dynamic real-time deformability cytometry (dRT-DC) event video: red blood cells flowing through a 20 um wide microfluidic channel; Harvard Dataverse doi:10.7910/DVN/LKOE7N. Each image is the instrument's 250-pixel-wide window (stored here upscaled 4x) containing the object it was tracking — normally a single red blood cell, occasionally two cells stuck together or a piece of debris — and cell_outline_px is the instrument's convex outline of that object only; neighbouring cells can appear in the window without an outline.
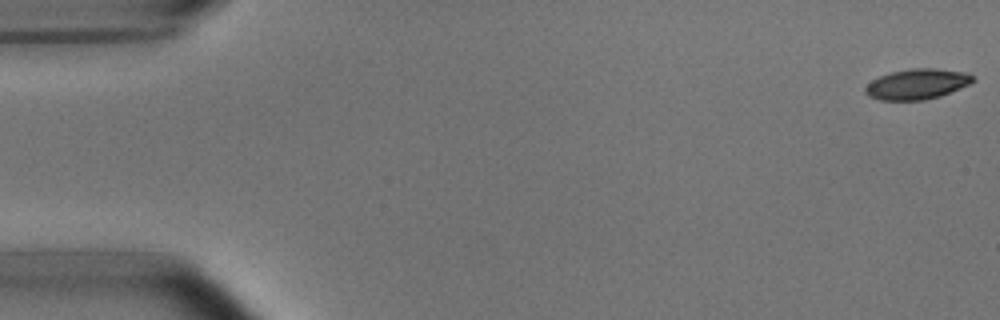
{"species": "common noctule bat (a hibernating species)", "species_latin": "Nyctalus noctula", "temperature_condition": "room temperature", "stored_images_in_passage": 53, "camera_frame_rate_fps": 3000, "um_per_image_px": 0.085, "animal": {"sex": "male", "body_mass_g": 15.6}, "frame": {"image": 1, "passage_image": 1, "time_ms": 0.0, "image_size_px": [1000, 320], "cell_outline_px": [[976, 80], [968, 84], [940, 96], [924, 100], [880, 100], [868, 96], [864, 92], [864, 88], [872, 80], [880, 76], [892, 72], [912, 68], [932, 68], [968, 72], [976, 76]], "centroid_in_image_um": [77.96, 7.14], "position_along_channel_um": 7.0, "area_um2": 19.07}}
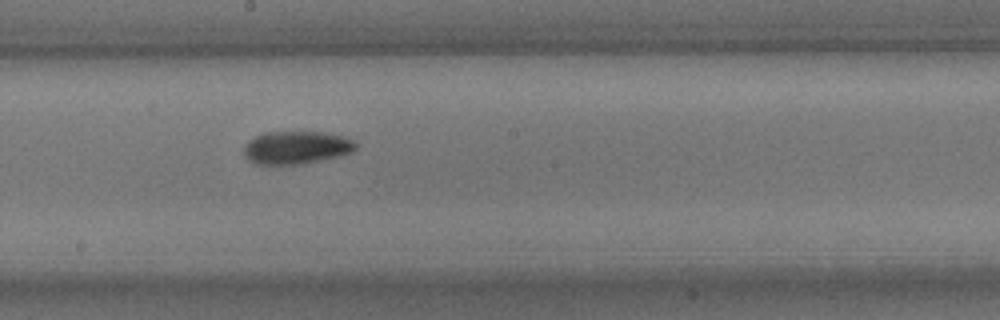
{"frame": {"image": 2, "passage_image": 29, "time_ms": 9.333, "image_size_px": [1000, 320], "cell_outline_px": [[356, 148], [352, 152], [336, 156], [296, 164], [256, 164], [248, 160], [244, 156], [244, 144], [248, 140], [264, 132], [320, 132], [344, 136], [356, 140]], "centroid_in_image_um": [25.16, 12.52], "position_along_channel_um": 223.0, "area_um2": 21.27}}
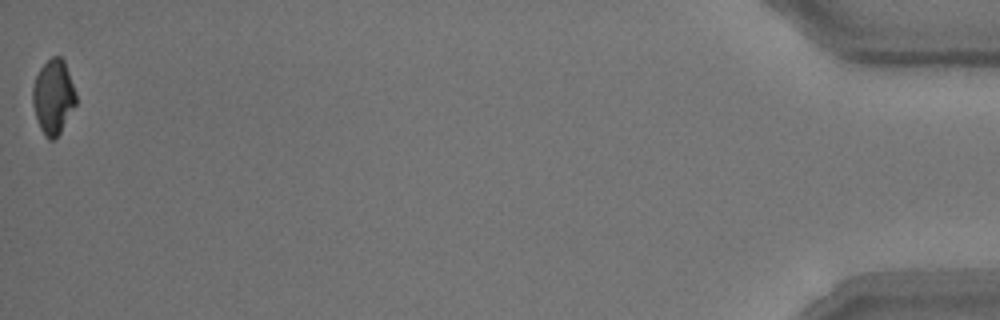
{"frame": {"image": 3, "passage_image": 53, "time_ms": 17.333, "image_size_px": [1000, 320], "cell_outline_px": [[76, 104], [56, 140], [48, 140], [44, 136], [40, 128], [32, 104], [32, 88], [36, 76], [40, 68], [52, 56], [60, 56], [64, 60], [76, 92]], "centroid_in_image_um": [4.53, 8.25], "position_along_channel_um": 430.7, "area_um2": 18.9}, "authors_computed_cell_mechanics": {"area_um2": 20.1144, "velocity_mm_per_s": 3.7698, "shape_relaxation_time_tau1_ms": 3.3351, "shape_relaxation_time_tau2_ms": 4.0766, "deformation_change_tau1": 0.1232, "deformation_change_tau2": 0.0899}}